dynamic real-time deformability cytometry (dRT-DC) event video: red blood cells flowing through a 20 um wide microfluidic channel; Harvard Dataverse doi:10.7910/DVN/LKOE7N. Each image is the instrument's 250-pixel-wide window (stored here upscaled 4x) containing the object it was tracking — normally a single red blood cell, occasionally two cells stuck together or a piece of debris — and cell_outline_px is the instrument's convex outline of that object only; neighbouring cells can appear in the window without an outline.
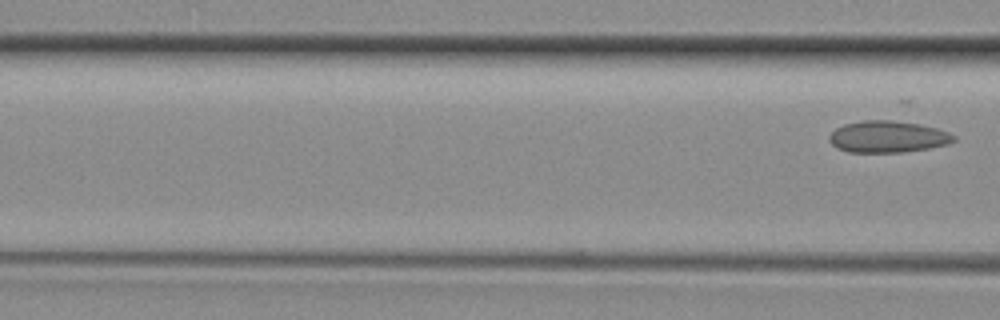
{"species": "common noctule bat (a hibernating species)", "species_latin": "Nyctalus noctula", "temperature_condition": "room temperature", "stored_images_in_passage": 5, "segment_of_instrument_passage": [2, 2], "camera_frame_rate_fps": 3000, "um_per_image_px": 0.085, "animal": {"sex": "female", "body_mass_g": 29.2, "forearm_length_mm": 56.3}, "frame": {"image": 1, "passage_image": 5, "time_ms": 1.333, "image_size_px": [1000, 320], "cell_outline_px": [[956, 140], [948, 144], [928, 148], [904, 152], [848, 152], [836, 148], [828, 140], [828, 136], [836, 128], [844, 124], [864, 120], [908, 120], [936, 128], [948, 132], [956, 136]], "centroid_in_image_um": [75.47, 11.61], "position_along_channel_um": 91.1, "area_um2": 23.35}}